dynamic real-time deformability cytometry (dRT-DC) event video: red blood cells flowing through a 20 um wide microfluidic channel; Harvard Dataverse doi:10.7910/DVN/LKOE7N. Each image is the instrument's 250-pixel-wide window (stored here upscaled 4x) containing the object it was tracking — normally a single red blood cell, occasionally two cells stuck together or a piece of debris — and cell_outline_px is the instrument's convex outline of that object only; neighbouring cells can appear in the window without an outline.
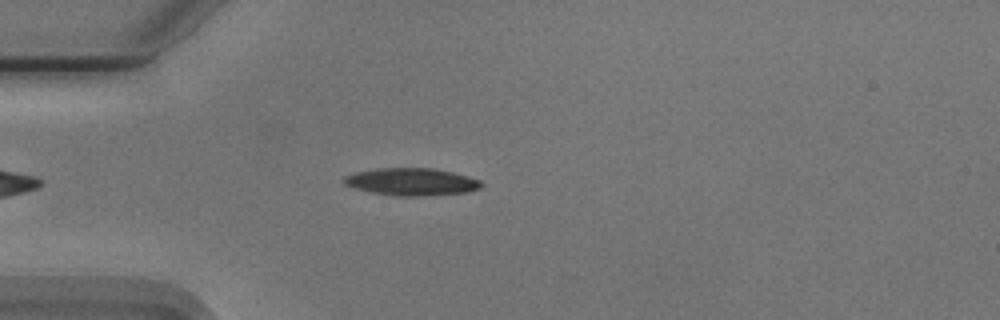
{"species": "Egyptian fruit bat (a non-hibernating species)", "species_latin": "Rousettus aegyptiacus", "temperature_condition": "cold", "stored_images_in_passage": 44, "camera_frame_rate_fps": 3000, "um_per_image_px": 0.085, "animal": {"sex": "male"}, "frame": {"image": 1, "passage_image": 5, "time_ms": 1.333, "image_size_px": [1000, 320], "cell_outline_px": [[484, 184], [480, 188], [468, 192], [416, 196], [392, 196], [372, 192], [356, 188], [344, 184], [340, 180], [344, 176], [356, 172], [376, 168], [432, 168], [452, 172], [468, 176], [480, 180]], "centroid_in_image_um": [34.96, 15.45], "position_along_channel_um": 50.0, "area_um2": 21.96}}
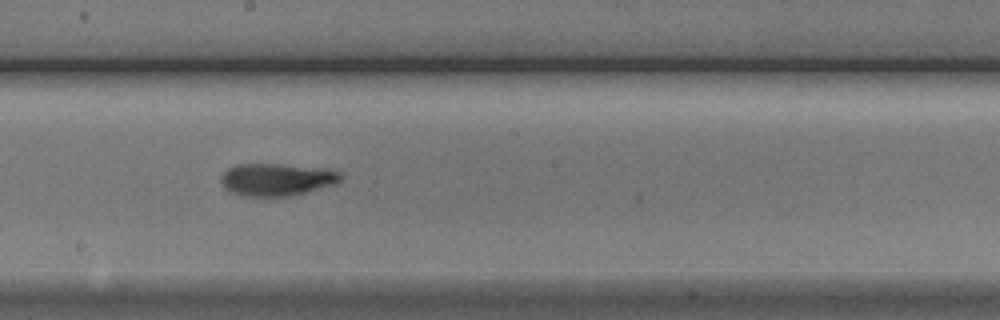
{"frame": {"image": 2, "passage_image": 20, "time_ms": 6.333, "image_size_px": [1000, 320], "cell_outline_px": [[344, 176], [336, 184], [308, 192], [288, 196], [240, 196], [232, 192], [220, 180], [220, 176], [228, 168], [236, 164], [276, 164], [324, 168], [340, 172]], "centroid_in_image_um": [23.55, 15.26], "position_along_channel_um": 224.6, "area_um2": 22.6}}
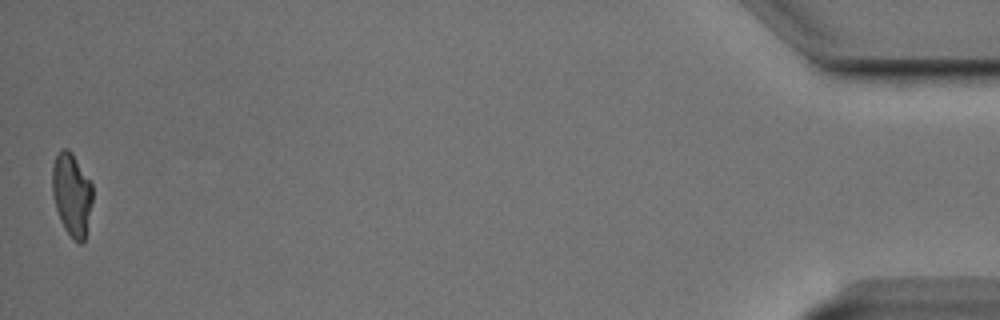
{"frame": {"image": 3, "passage_image": 44, "time_ms": 14.333, "image_size_px": [1000, 320], "cell_outline_px": [[92, 204], [84, 240], [80, 244], [64, 228], [60, 220], [52, 196], [52, 168], [56, 156], [60, 148], [68, 148], [72, 152], [92, 184]], "centroid_in_image_um": [6.09, 16.48], "position_along_channel_um": 429.1, "area_um2": 19.36}, "authors_computed_cell_mechanics": {"area_um2": 21.7039, "velocity_mm_per_s": 3.7491, "shape_relaxation_time_tau1_ms": 4.253, "shape_relaxation_time_tau2_ms": 3.4751, "deformation_change_tau1": 0.1933, "deformation_change_tau2": 0.109}}